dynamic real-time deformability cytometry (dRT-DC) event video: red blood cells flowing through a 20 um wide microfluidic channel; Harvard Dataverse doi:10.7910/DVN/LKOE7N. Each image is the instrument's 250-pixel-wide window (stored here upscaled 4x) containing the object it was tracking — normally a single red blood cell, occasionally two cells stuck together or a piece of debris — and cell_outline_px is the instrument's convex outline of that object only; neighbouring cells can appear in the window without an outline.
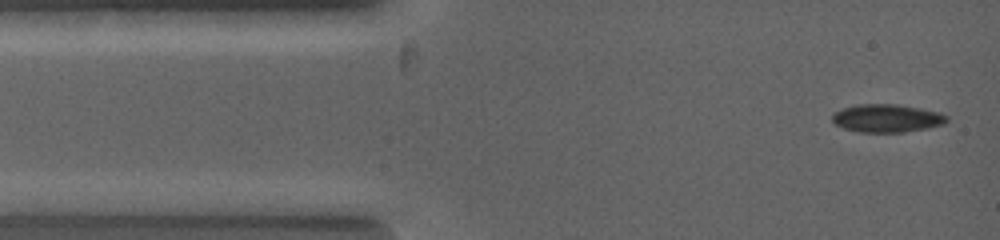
{"species": "common noctule bat (a hibernating species)", "species_latin": "Nyctalus noctula", "temperature_condition": "warm", "stored_images_in_passage": 4, "segment_of_instrument_passage": [1, 2], "camera_frame_rate_fps": 5000, "um_per_image_px": 0.085, "animal": {"sex": "female", "body_mass_g": 19.0, "forearm_length_mm": 53.3}, "frame": {"image": 1, "passage_image": 1, "time_ms": 0.0, "image_size_px": [1000, 240], "cell_outline_px": [[948, 120], [944, 124], [928, 128], [904, 132], [860, 132], [844, 128], [836, 124], [832, 120], [832, 116], [836, 112], [844, 108], [860, 104], [896, 104], [920, 108], [940, 112], [948, 116]], "centroid_in_image_um": [75.43, 10.05], "position_along_channel_um": 9.6, "area_um2": 18.61}}